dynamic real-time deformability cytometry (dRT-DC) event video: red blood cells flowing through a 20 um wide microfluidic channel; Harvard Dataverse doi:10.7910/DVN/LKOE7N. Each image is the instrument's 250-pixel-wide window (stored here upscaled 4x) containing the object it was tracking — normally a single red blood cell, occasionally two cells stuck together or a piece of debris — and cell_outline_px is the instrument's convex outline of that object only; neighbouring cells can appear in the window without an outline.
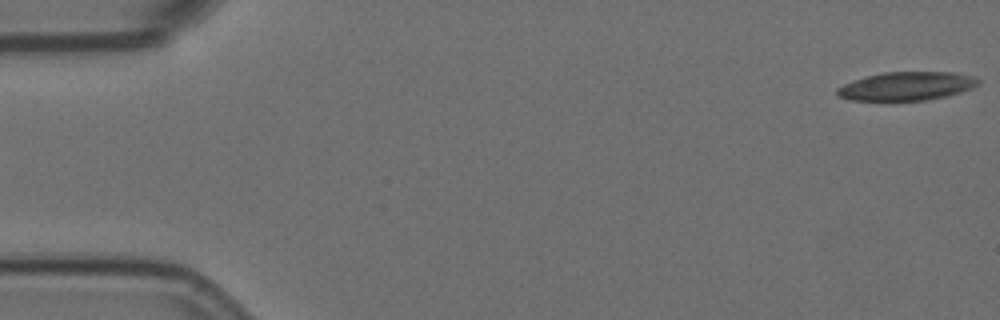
{"species": "Egyptian fruit bat (a non-hibernating species)", "species_latin": "Rousettus aegyptiacus", "temperature_condition": "room temperature", "stored_images_in_passage": 5, "camera_frame_rate_fps": 3000, "um_per_image_px": 0.085, "animal": {"sex": "female"}, "frame": {"image": 1, "passage_image": 1, "time_ms": 0.0, "image_size_px": [1000, 320], "cell_outline_px": [[980, 84], [972, 88], [948, 96], [924, 100], [852, 100], [836, 96], [836, 88], [844, 84], [868, 76], [884, 72], [952, 72], [976, 76], [980, 80]], "centroid_in_image_um": [77.11, 7.32], "position_along_channel_um": 7.9, "area_um2": 23.41}}
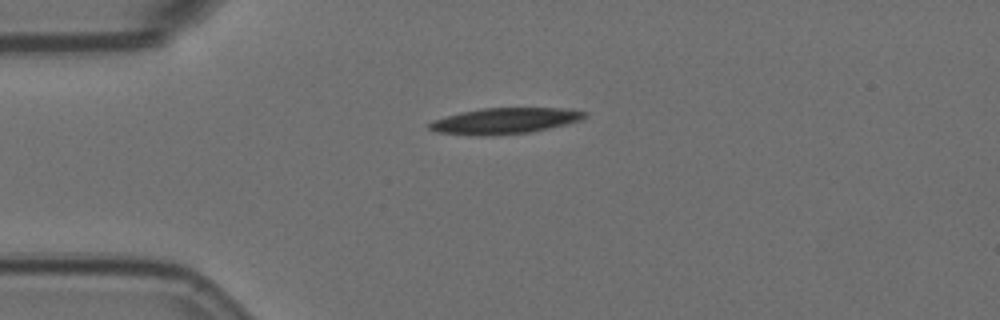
{"frame": {"image": 2, "passage_image": 4, "time_ms": 1.0, "image_size_px": [1000, 320], "cell_outline_px": [[588, 116], [580, 120], [568, 124], [528, 132], [492, 136], [476, 136], [436, 132], [428, 128], [428, 124], [432, 120], [460, 112], [480, 108], [572, 108], [588, 112]], "centroid_in_image_um": [42.92, 10.27], "position_along_channel_um": 42.1, "area_um2": 23.81}}